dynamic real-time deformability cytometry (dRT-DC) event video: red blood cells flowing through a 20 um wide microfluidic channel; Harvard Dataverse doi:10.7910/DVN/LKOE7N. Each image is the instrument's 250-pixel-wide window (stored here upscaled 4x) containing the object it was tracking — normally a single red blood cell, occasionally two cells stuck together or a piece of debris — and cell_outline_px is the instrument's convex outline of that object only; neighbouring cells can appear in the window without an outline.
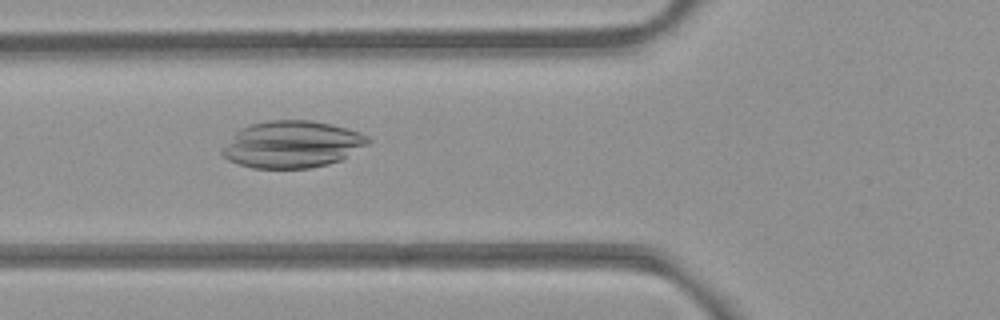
{"species": "common noctule bat (a hibernating species)", "species_latin": "Nyctalus noctula", "temperature_condition": "room temperature", "stored_images_in_passage": 53, "camera_frame_rate_fps": 3000, "um_per_image_px": 0.085, "animal": {"sex": "female", "body_mass_g": 21.9}, "frame": {"image": 1, "passage_image": 20, "time_ms": 6.333, "image_size_px": [1000, 320], "cell_outline_px": [[372, 140], [368, 144], [340, 160], [328, 164], [308, 168], [252, 168], [228, 160], [220, 152], [232, 136], [236, 132], [252, 124], [268, 120], [312, 120], [332, 124], [348, 128], [360, 132], [368, 136]], "centroid_in_image_um": [24.86, 12.26], "position_along_channel_um": 100.9, "area_um2": 39.71}}
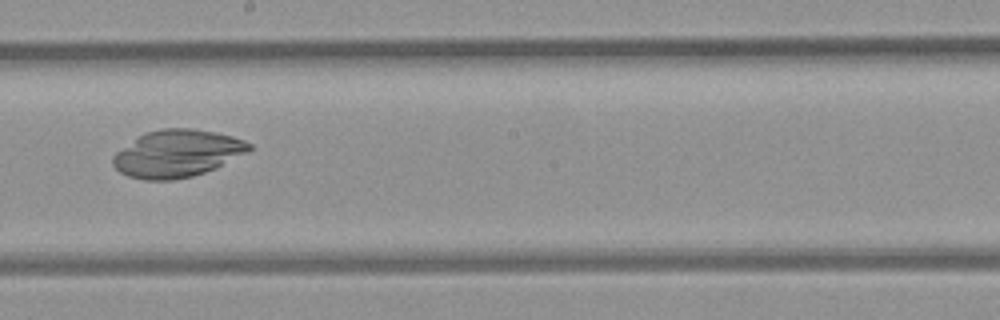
{"frame": {"image": 2, "passage_image": 30, "time_ms": 9.667, "image_size_px": [1000, 320], "cell_outline_px": [[252, 148], [248, 152], [216, 168], [192, 176], [172, 180], [144, 180], [128, 176], [120, 172], [112, 164], [112, 156], [116, 152], [140, 136], [148, 132], [160, 128], [192, 128], [216, 132], [232, 136], [244, 140], [252, 144]], "centroid_in_image_um": [15.08, 13.05], "position_along_channel_um": 233.1, "area_um2": 37.4}}
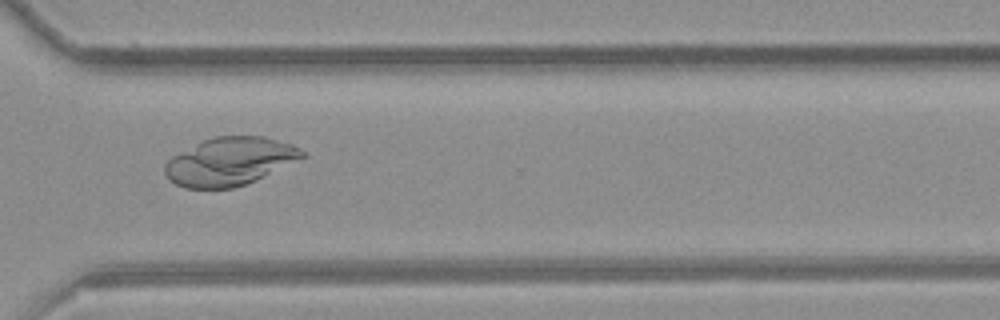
{"frame": {"image": 3, "passage_image": 39, "time_ms": 12.667, "image_size_px": [1000, 320], "cell_outline_px": [[308, 156], [244, 184], [232, 188], [184, 188], [176, 184], [164, 172], [164, 164], [172, 156], [204, 140], [216, 136], [264, 136], [292, 144], [300, 148]], "centroid_in_image_um": [19.54, 13.71], "position_along_channel_um": 351.1, "area_um2": 37.97}}